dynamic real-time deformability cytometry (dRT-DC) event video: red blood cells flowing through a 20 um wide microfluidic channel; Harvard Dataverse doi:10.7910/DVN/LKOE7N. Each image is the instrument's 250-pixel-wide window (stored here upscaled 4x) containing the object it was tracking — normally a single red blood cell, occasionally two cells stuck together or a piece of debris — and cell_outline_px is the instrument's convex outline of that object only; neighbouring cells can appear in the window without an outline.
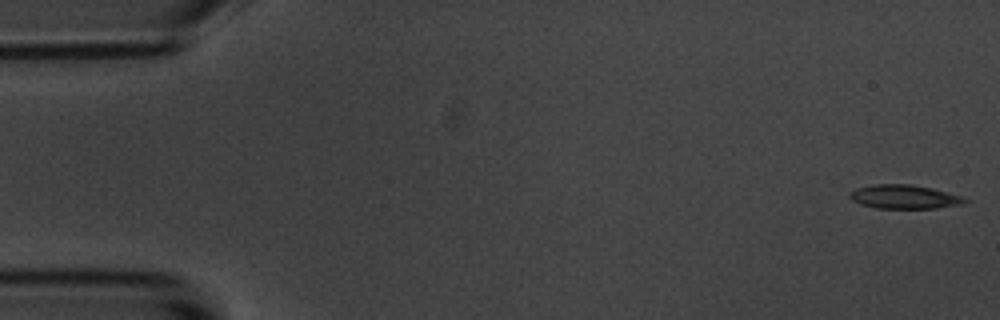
{"species": "common noctule bat (a hibernating species)", "species_latin": "Nyctalus noctula", "temperature_condition": "room temperature", "stored_images_in_passage": 54, "camera_frame_rate_fps": 3000, "um_per_image_px": 0.085, "animal": {"sex": "male", "body_mass_g": 20.1, "forearm_length_mm": 53.5}, "frame": {"image": 1, "passage_image": 1, "time_ms": 0.0, "image_size_px": [1000, 320], "cell_outline_px": [[968, 200], [964, 204], [936, 208], [876, 208], [860, 204], [852, 200], [848, 196], [848, 192], [856, 188], [876, 184], [908, 184], [932, 188], [960, 196]], "centroid_in_image_um": [76.82, 16.73], "position_along_channel_um": 8.2, "area_um2": 15.95}}
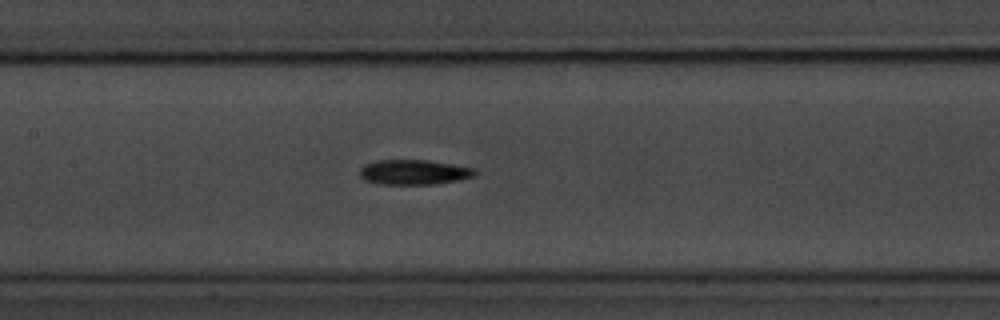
{"frame": {"image": 2, "passage_image": 25, "time_ms": 8.0, "image_size_px": [1000, 320], "cell_outline_px": [[476, 176], [460, 180], [436, 184], [380, 184], [364, 180], [360, 176], [360, 168], [364, 164], [376, 160], [428, 160], [452, 164], [472, 168], [476, 172]], "centroid_in_image_um": [35.17, 14.63], "position_along_channel_um": 172.2, "area_um2": 16.82}}
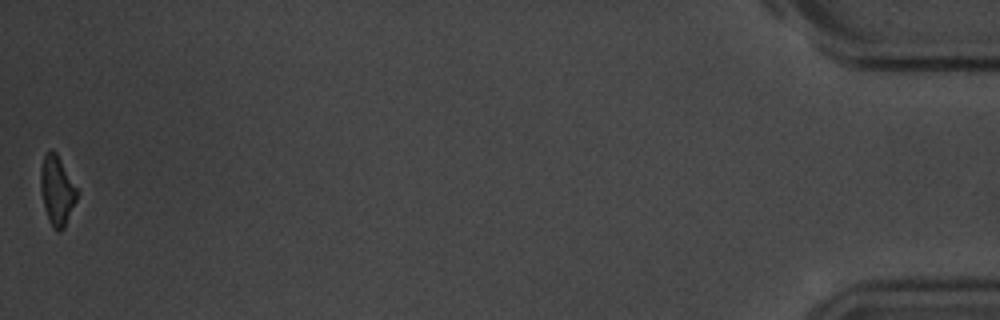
{"frame": {"image": 3, "passage_image": 54, "time_ms": 17.667, "image_size_px": [1000, 320], "cell_outline_px": [[80, 192], [64, 228], [60, 232], [56, 232], [52, 228], [48, 220], [44, 208], [40, 192], [40, 168], [44, 156], [52, 148], [56, 152]], "centroid_in_image_um": [4.84, 16.22], "position_along_channel_um": 430.4, "area_um2": 15.09}, "authors_computed_cell_mechanics": {"area_um2": 16.0106, "velocity_mm_per_s": 3.6818, "shape_relaxation_time_tau1_ms": 3.6675, "shape_relaxation_time_tau2_ms": null, "deformation_change_tau1": 0.1418, "deformation_change_tau2": null}}